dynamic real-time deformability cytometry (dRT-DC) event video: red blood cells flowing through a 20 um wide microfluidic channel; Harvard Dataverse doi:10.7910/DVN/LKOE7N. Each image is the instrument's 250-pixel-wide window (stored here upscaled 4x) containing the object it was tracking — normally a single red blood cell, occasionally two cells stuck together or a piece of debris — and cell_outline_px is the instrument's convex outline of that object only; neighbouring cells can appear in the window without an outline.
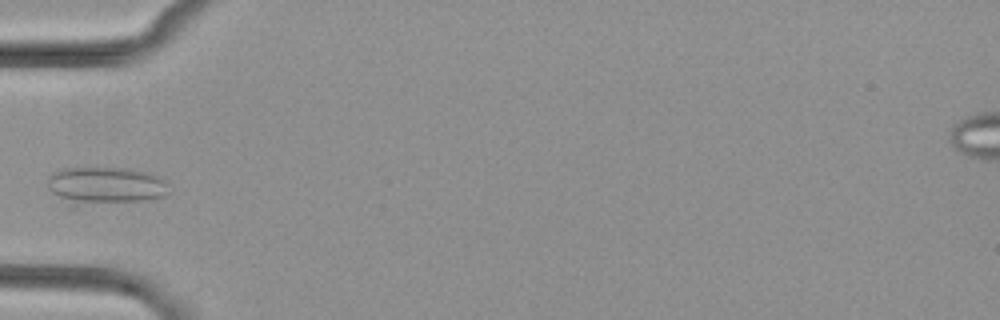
{"species": "common noctule bat (a hibernating species)", "species_latin": "Nyctalus noctula", "temperature_condition": "cold", "stored_images_in_passage": 6, "camera_frame_rate_fps": 3000, "um_per_image_px": 0.085, "animal": {"sex": "female", "body_mass_g": 29.2, "forearm_length_mm": 56.3}, "frame": {"image": 1, "passage_image": 5, "time_ms": 4.667, "image_size_px": [1000, 320], "cell_outline_px": [[168, 192], [164, 196], [148, 200], [76, 208], [68, 208], [48, 188], [48, 176], [52, 172], [60, 168], [128, 168], [160, 176], [168, 180]], "centroid_in_image_um": [8.9, 15.83], "position_along_channel_um": 76.1, "area_um2": 27.8}}